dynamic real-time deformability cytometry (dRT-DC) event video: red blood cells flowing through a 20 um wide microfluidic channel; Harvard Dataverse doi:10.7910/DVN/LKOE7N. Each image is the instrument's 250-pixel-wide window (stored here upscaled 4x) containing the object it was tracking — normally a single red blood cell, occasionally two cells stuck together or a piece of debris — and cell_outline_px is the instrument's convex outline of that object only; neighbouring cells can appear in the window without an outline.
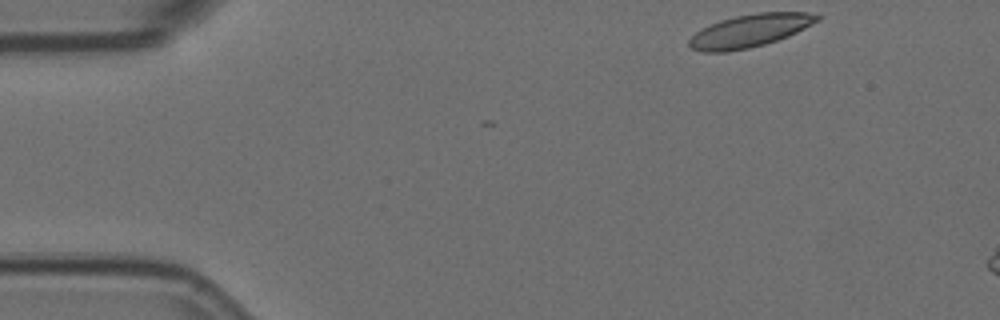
{"species": "Egyptian fruit bat (a non-hibernating species)", "species_latin": "Rousettus aegyptiacus", "temperature_condition": "room temperature", "stored_images_in_passage": 4, "camera_frame_rate_fps": 3000, "um_per_image_px": 0.085, "animal": {"sex": "female"}, "frame": {"image": 1, "passage_image": 1, "time_ms": 0.0, "image_size_px": [1000, 320], "cell_outline_px": [[820, 20], [788, 36], [764, 44], [748, 48], [728, 52], [704, 52], [692, 48], [688, 44], [688, 40], [696, 32], [720, 20], [736, 16], [756, 12], [808, 12], [820, 16]], "centroid_in_image_um": [63.74, 2.61], "position_along_channel_um": 21.3, "area_um2": 24.22}}